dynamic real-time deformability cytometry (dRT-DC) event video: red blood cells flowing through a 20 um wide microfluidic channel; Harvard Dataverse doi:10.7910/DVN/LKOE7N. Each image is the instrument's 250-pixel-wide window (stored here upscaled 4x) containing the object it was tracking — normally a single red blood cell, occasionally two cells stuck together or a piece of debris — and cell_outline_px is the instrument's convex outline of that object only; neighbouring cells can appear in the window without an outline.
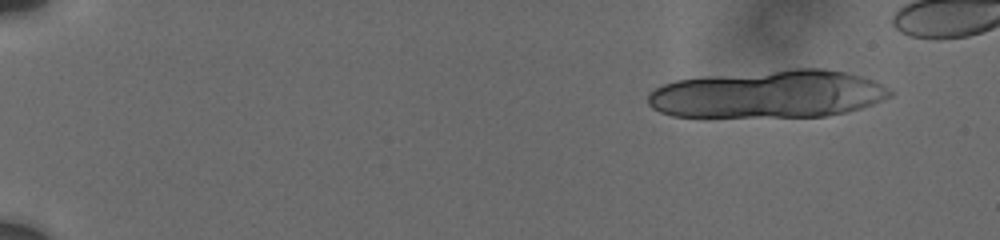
{"species": "human", "species_latin": "Homo sapiens", "temperature_condition": "cold", "stored_images_in_passage": 12, "camera_frame_rate_fps": 3000, "um_per_image_px": 0.085, "donor": {"sex": "male"}, "frame": {"image": 1, "passage_image": 3, "time_ms": 1.333, "image_size_px": [1000, 240], "cell_outline_px": [[892, 96], [872, 104], [848, 112], [828, 116], [672, 116], [660, 112], [652, 108], [648, 104], [648, 92], [664, 84], [676, 80], [704, 76], [792, 68], [824, 68], [848, 72], [872, 80], [888, 88], [892, 92]], "centroid_in_image_um": [65.32, 7.98], "position_along_channel_um": 19.7, "area_um2": 67.51}}